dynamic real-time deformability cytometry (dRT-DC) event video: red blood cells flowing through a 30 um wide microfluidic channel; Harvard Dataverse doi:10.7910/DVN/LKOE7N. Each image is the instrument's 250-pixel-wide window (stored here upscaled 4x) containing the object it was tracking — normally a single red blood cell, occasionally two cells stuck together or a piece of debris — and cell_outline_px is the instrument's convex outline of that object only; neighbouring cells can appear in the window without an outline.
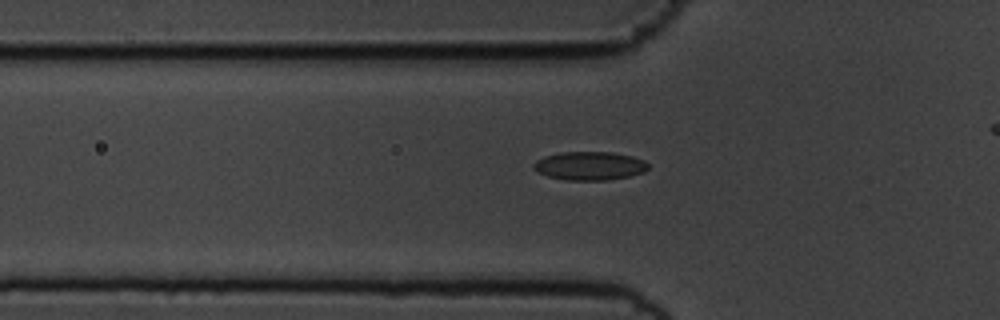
{"species": "common noctule bat (a hibernating species)", "species_latin": "Nyctalus noctula", "temperature_condition": "cold", "stored_images_in_passage": 43, "camera_frame_rate_fps": 3000, "um_per_image_px": 0.085, "animal": {"sex": "male", "body_mass_g": 19.5, "forearm_length_mm": 54.6}, "frame": {"image": 1, "passage_image": 13, "time_ms": 4.0, "image_size_px": [1000, 320], "cell_outline_px": [[648, 168], [644, 172], [628, 176], [604, 180], [564, 180], [548, 176], [536, 172], [532, 168], [532, 164], [536, 160], [544, 156], [560, 152], [612, 152], [632, 156], [644, 160], [648, 164]], "centroid_in_image_um": [50.07, 14.09], "position_along_channel_um": 75.7, "area_um2": 19.13}}
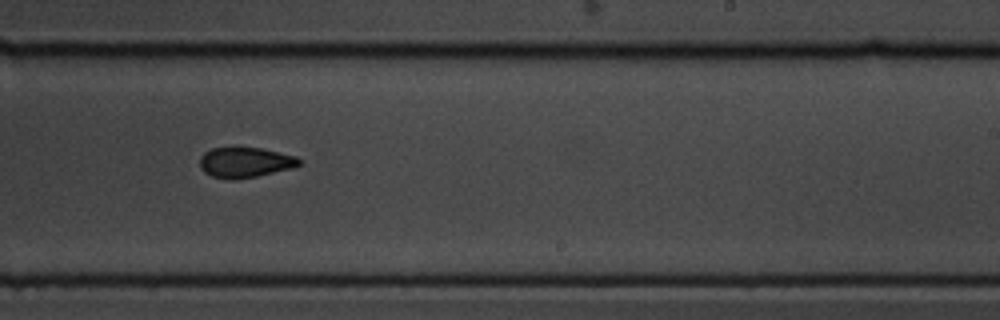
{"frame": {"image": 2, "passage_image": 29, "time_ms": 9.333, "image_size_px": [1000, 320], "cell_outline_px": [[304, 160], [300, 164], [292, 168], [256, 176], [236, 180], [212, 176], [204, 172], [200, 168], [200, 156], [204, 152], [212, 148], [232, 144], [236, 144], [260, 148], [296, 156]], "centroid_in_image_um": [20.8, 13.75], "position_along_channel_um": 268.2, "area_um2": 18.21}}
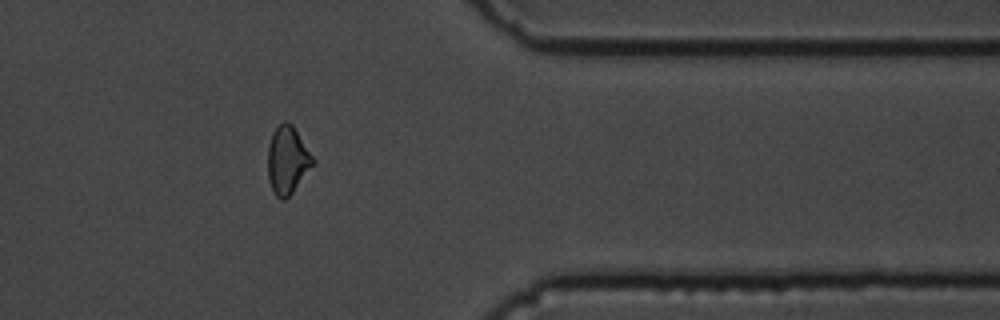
{"frame": {"image": 3, "passage_image": 40, "time_ms": 13.0, "image_size_px": [1000, 320], "cell_outline_px": [[316, 160], [292, 192], [284, 200], [280, 200], [276, 196], [272, 188], [268, 176], [268, 144], [272, 132], [284, 120], [288, 120], [292, 124]], "centroid_in_image_um": [24.42, 13.57], "position_along_channel_um": 387.0, "area_um2": 17.63}}